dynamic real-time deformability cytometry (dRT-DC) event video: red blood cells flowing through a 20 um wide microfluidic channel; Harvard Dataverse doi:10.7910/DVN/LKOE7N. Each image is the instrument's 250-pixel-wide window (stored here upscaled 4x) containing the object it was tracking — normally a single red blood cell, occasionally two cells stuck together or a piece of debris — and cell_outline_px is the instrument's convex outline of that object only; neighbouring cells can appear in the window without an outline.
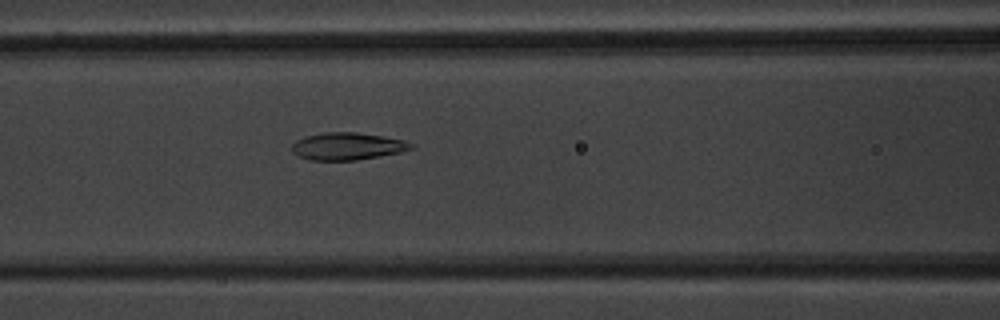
{"species": "common noctule bat (a hibernating species)", "species_latin": "Nyctalus noctula", "temperature_condition": "warm", "stored_images_in_passage": 36, "camera_frame_rate_fps": 3000, "um_per_image_px": 0.085, "animal": {"sex": "male", "body_mass_g": 20.1, "forearm_length_mm": 53.5}, "frame": {"image": 1, "passage_image": 7, "time_ms": 2.0, "image_size_px": [1000, 320], "cell_outline_px": [[416, 148], [400, 152], [380, 156], [356, 160], [312, 160], [300, 156], [292, 152], [292, 144], [296, 140], [304, 136], [324, 132], [356, 132], [404, 140], [416, 144]], "centroid_in_image_um": [29.55, 12.42], "position_along_channel_um": 137.0, "area_um2": 19.02}}
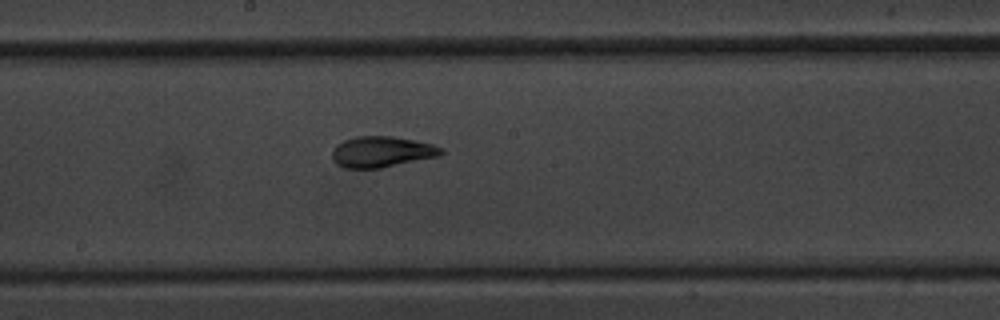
{"frame": {"image": 2, "passage_image": 13, "time_ms": 4.0, "image_size_px": [1000, 320], "cell_outline_px": [[444, 152], [440, 156], [380, 168], [344, 168], [336, 164], [332, 160], [332, 152], [336, 144], [344, 140], [356, 136], [392, 136], [416, 140], [432, 144], [444, 148]], "centroid_in_image_um": [32.45, 12.9], "position_along_channel_um": 215.8, "area_um2": 19.83}}
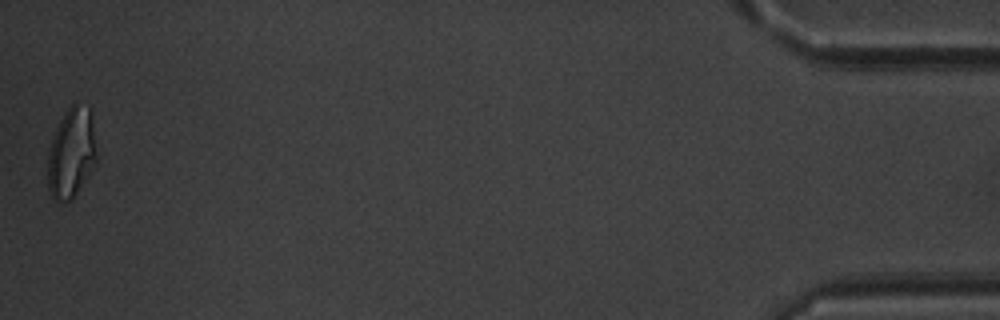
{"frame": {"image": 3, "passage_image": 36, "time_ms": 11.667, "image_size_px": [1000, 320], "cell_outline_px": [[96, 160], [92, 168], [72, 200], [60, 204], [52, 200], [48, 188], [48, 152], [52, 140], [60, 120], [64, 112], [76, 100], [92, 108], [96, 156]], "centroid_in_image_um": [6.07, 12.99], "position_along_channel_um": 429.1, "area_um2": 26.01}, "authors_computed_cell_mechanics": {"area_um2": 19.1607, "velocity_mm_per_s": 3.9429, "shape_relaxation_time_tau1_ms": 6.8825, "shape_relaxation_time_tau2_ms": 1.3721, "deformation_change_tau1": 0.208, "deformation_change_tau2": 0.0517}}